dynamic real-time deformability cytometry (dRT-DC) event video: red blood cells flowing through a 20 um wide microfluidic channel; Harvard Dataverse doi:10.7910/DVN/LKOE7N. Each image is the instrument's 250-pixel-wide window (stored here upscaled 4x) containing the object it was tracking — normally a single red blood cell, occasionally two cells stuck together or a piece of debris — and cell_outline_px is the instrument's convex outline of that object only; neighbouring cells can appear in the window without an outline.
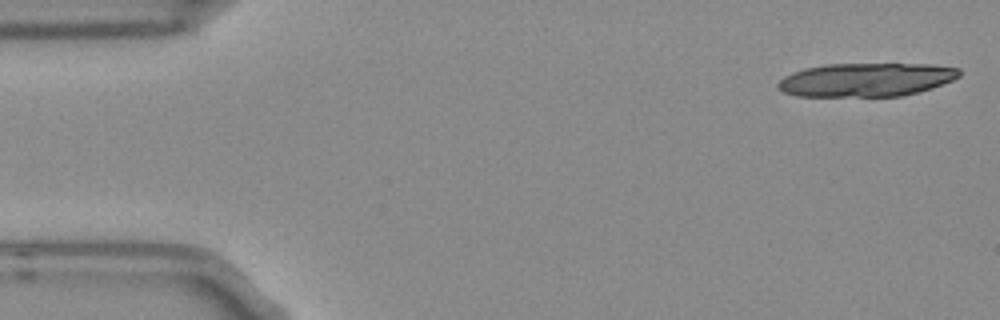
{"species": "Egyptian fruit bat (a non-hibernating species)", "species_latin": "Rousettus aegyptiacus", "temperature_condition": "room temperature", "stored_images_in_passage": 6, "camera_frame_rate_fps": 3000, "um_per_image_px": 0.085, "frame": {"image": 1, "passage_image": 1, "time_ms": 0.0, "image_size_px": [1000, 320], "cell_outline_px": [[960, 76], [952, 80], [932, 88], [904, 96], [796, 96], [784, 92], [776, 88], [776, 84], [784, 76], [792, 72], [804, 68], [828, 64], [932, 64], [960, 68]], "centroid_in_image_um": [73.61, 6.77], "position_along_channel_um": 11.4, "area_um2": 35.66}}
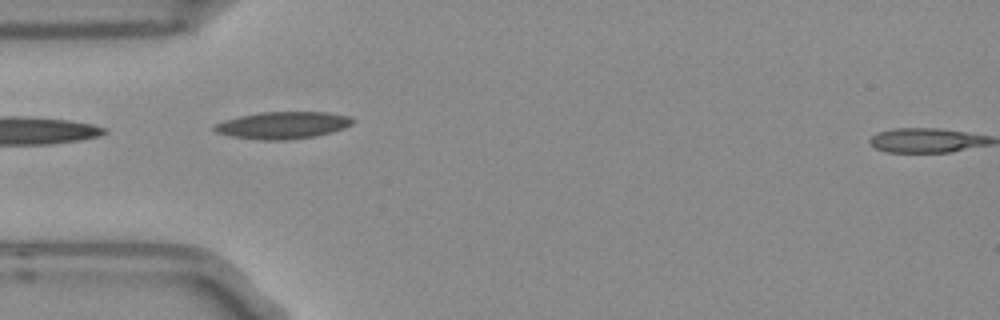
{"frame": {"image": 2, "passage_image": 5, "time_ms": 1.333, "image_size_px": [1000, 320], "cell_outline_px": [[356, 120], [352, 124], [344, 128], [332, 132], [316, 136], [284, 140], [260, 140], [232, 136], [216, 132], [212, 128], [212, 124], [224, 120], [240, 116], [260, 112], [328, 112], [352, 116]], "centroid_in_image_um": [24.06, 10.64], "position_along_channel_um": 60.9, "area_um2": 22.02}}
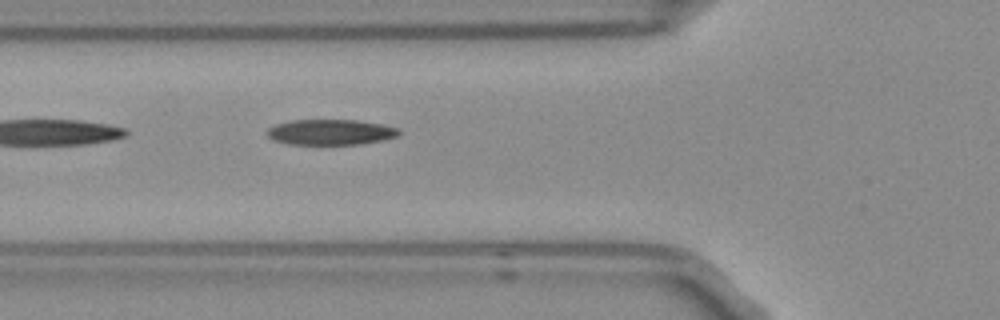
{"frame": {"image": 3, "passage_image": 6, "time_ms": 1.667, "image_size_px": [1000, 320], "cell_outline_px": [[400, 132], [396, 136], [380, 140], [360, 144], [288, 144], [276, 140], [268, 136], [268, 128], [276, 124], [292, 120], [360, 120], [400, 128]], "centroid_in_image_um": [28.11, 11.22], "position_along_channel_um": 97.7, "area_um2": 19.36}}